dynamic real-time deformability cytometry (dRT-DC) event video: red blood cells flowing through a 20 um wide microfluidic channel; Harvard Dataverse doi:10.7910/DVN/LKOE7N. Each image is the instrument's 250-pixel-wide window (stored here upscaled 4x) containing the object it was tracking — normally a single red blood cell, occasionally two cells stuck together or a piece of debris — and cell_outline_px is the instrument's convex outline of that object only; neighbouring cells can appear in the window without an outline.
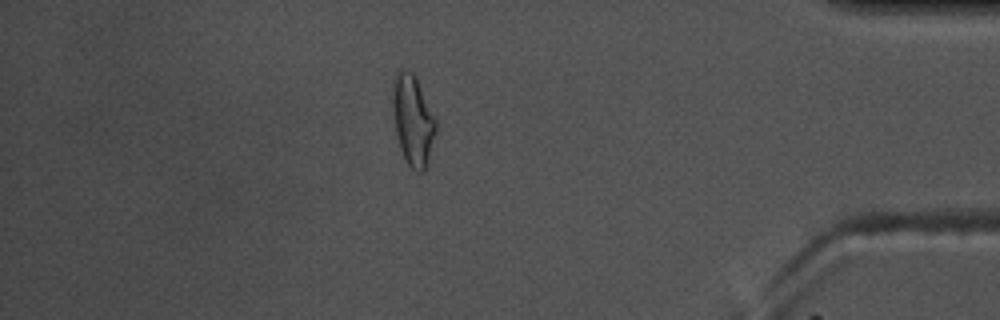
{"species": "common noctule bat (a hibernating species)", "species_latin": "Nyctalus noctula", "temperature_condition": "warm", "stored_images_in_passage": 57, "camera_frame_rate_fps": 3000, "um_per_image_px": 0.085, "animal": {"sex": "male", "body_mass_g": 17.5, "forearm_length_mm": 52.3}, "frame": {"image": 1, "passage_image": 49, "time_ms": 16.0, "image_size_px": [1000, 320], "cell_outline_px": [[436, 132], [428, 160], [424, 172], [416, 172], [404, 160], [400, 148], [396, 132], [392, 108], [392, 80], [396, 72], [400, 68], [404, 68], [412, 72], [416, 76], [436, 120]], "centroid_in_image_um": [35.07, 10.18], "position_along_channel_um": 400.1, "area_um2": 23.0}, "authors_computed_cell_mechanics": {"area_um2": 19.8254, "velocity_mm_per_s": 3.6341, "shape_relaxation_time_tau1_ms": 6.5179, "shape_relaxation_time_tau2_ms": 1.0268, "deformation_change_tau1": 0.1834, "deformation_change_tau2": 0.082}}